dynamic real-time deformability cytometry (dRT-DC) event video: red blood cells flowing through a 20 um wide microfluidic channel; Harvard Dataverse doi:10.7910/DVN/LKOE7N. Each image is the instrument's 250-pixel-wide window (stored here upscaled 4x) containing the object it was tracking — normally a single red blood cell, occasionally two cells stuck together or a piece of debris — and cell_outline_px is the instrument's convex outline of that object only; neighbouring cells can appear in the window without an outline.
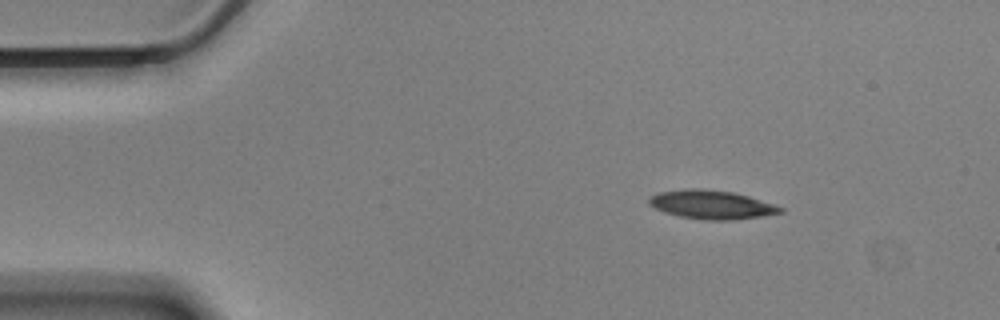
{"species": "Egyptian fruit bat (a non-hibernating species)", "species_latin": "Rousettus aegyptiacus", "temperature_condition": "cold", "stored_images_in_passage": 49, "camera_frame_rate_fps": 3000, "um_per_image_px": 0.085, "animal": {"sex": "male"}, "frame": {"image": 1, "passage_image": 1, "time_ms": 0.0, "image_size_px": [1000, 320], "cell_outline_px": [[784, 212], [760, 216], [728, 220], [704, 220], [680, 216], [664, 212], [648, 204], [648, 200], [656, 192], [684, 188], [704, 188], [732, 192], [748, 196], [776, 204], [784, 208]], "centroid_in_image_um": [60.47, 17.38], "position_along_channel_um": 24.5, "area_um2": 22.08}}
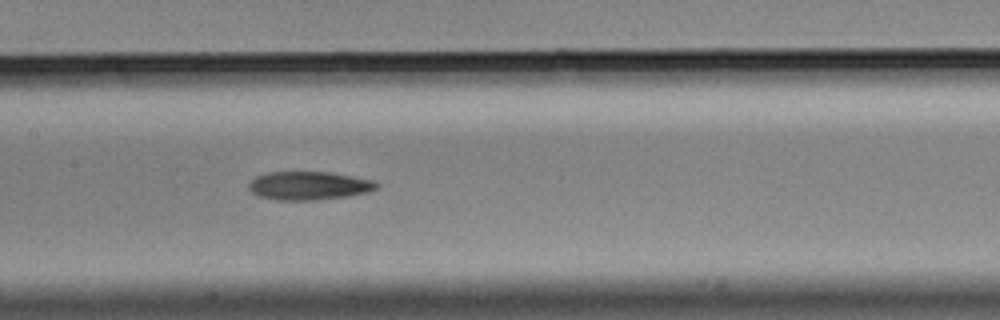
{"frame": {"image": 2, "passage_image": 20, "time_ms": 6.333, "image_size_px": [1000, 320], "cell_outline_px": [[380, 184], [376, 188], [368, 192], [348, 196], [316, 200], [276, 200], [260, 196], [252, 192], [248, 188], [248, 184], [256, 176], [268, 172], [328, 172], [352, 176], [372, 180]], "centroid_in_image_um": [26.25, 15.78], "position_along_channel_um": 181.2, "area_um2": 21.1}}
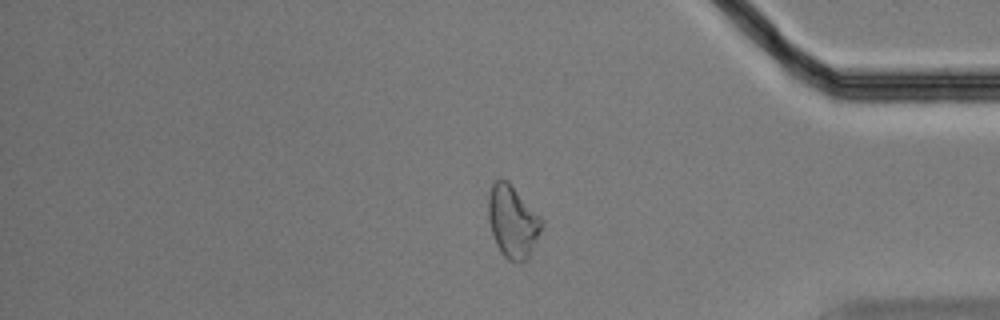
{"frame": {"image": 3, "passage_image": 40, "time_ms": 13.0, "image_size_px": [1000, 320], "cell_outline_px": [[544, 220], [540, 232], [528, 256], [520, 264], [508, 260], [500, 252], [496, 244], [488, 220], [488, 196], [492, 184], [500, 176], [508, 180]], "centroid_in_image_um": [43.56, 18.8], "position_along_channel_um": 391.6, "area_um2": 22.6}, "authors_computed_cell_mechanics": {"area_um2": 21.7328, "velocity_mm_per_s": 3.5083, "shape_relaxation_time_tau1_ms": 3.8483, "shape_relaxation_time_tau2_ms": 5.4152, "deformation_change_tau1": 0.1371, "deformation_change_tau2": 0.151}}